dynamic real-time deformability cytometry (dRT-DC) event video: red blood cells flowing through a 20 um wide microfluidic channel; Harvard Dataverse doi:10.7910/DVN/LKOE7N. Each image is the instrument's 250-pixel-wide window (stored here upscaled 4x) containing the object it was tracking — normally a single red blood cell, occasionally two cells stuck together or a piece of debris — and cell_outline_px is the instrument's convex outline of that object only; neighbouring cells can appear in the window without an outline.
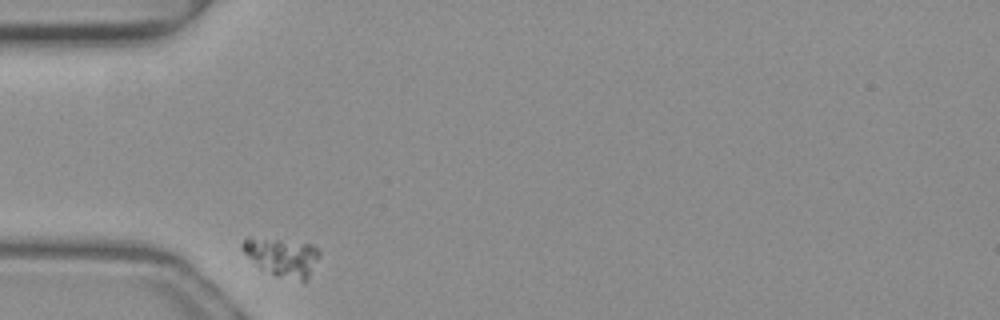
{"species": "common noctule bat (a hibernating species)", "species_latin": "Nyctalus noctula", "temperature_condition": "warm", "stored_images_in_passage": 33, "camera_frame_rate_fps": 3000, "um_per_image_px": 0.085, "animal": {"sex": "female", "body_mass_g": 19.3, "forearm_length_mm": 54.1}, "frame": {"image": 1, "passage_image": 1, "time_ms": 0.0, "image_size_px": [1000, 320], "cell_outline_px": [[320, 256], [308, 276], [304, 280], [300, 280], [276, 276], [260, 268], [240, 248], [240, 244], [248, 236], [312, 244], [320, 252]], "centroid_in_image_um": [23.95, 21.82], "position_along_channel_um": 61.0, "area_um2": 16.94}}
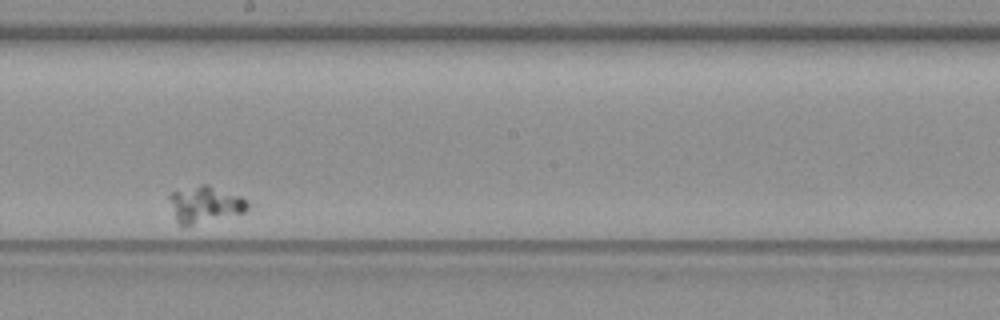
{"frame": {"image": 2, "passage_image": 18, "time_ms": 5.667, "image_size_px": [1000, 320], "cell_outline_px": [[256, 204], [244, 212], [184, 228], [176, 220], [168, 196], [172, 192], [200, 184], [208, 184], [240, 196]], "centroid_in_image_um": [17.48, 17.39], "position_along_channel_um": 230.7, "area_um2": 17.05}}
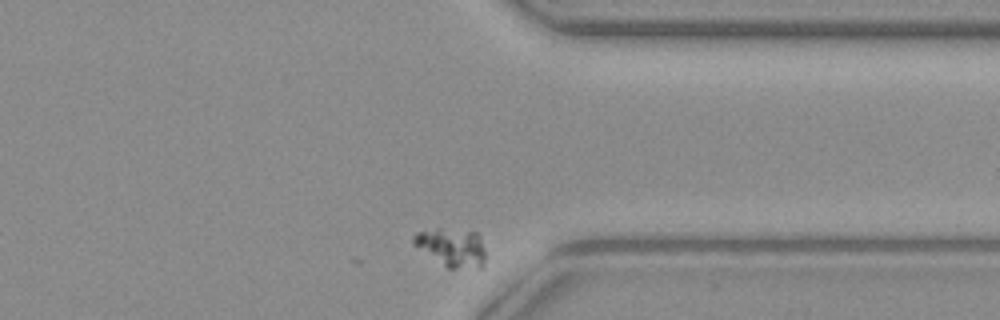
{"frame": {"image": 3, "passage_image": 32, "time_ms": 10.333, "image_size_px": [1000, 320], "cell_outline_px": [[484, 264], [480, 268], [448, 268], [412, 244], [412, 236], [416, 232], [436, 228], [440, 228], [476, 232], [480, 236], [484, 252]], "centroid_in_image_um": [38.38, 21.01], "position_along_channel_um": 373.0, "area_um2": 16.01}}